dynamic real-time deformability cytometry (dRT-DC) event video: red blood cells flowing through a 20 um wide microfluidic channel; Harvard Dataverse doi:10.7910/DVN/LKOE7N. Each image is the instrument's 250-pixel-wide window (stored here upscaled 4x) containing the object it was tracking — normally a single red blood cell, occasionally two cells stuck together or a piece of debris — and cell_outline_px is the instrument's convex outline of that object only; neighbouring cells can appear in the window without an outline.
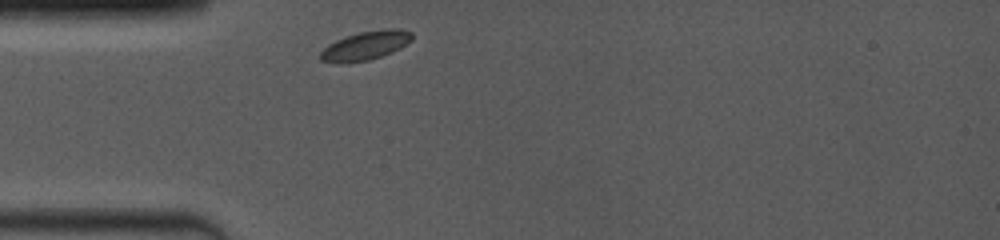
{"species": "common noctule bat (a hibernating species)", "species_latin": "Nyctalus noctula", "temperature_condition": "room temperature", "stored_images_in_passage": 41, "camera_frame_rate_fps": 4000, "um_per_image_px": 0.085, "animal": {"sex": "female", "body_mass_g": 19.0, "forearm_length_mm": 53.3}, "frame": {"image": 1, "passage_image": 1, "time_ms": 0.0, "image_size_px": [1000, 240], "cell_outline_px": [[412, 40], [400, 48], [392, 52], [368, 60], [344, 64], [340, 64], [320, 60], [320, 52], [328, 44], [344, 36], [360, 32], [384, 28], [400, 28], [412, 32]], "centroid_in_image_um": [31.06, 3.87], "position_along_channel_um": 53.9, "area_um2": 15.61}}
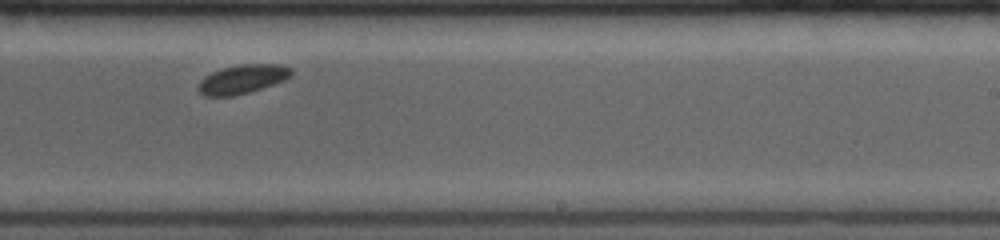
{"frame": {"image": 2, "passage_image": 22, "time_ms": 5.75, "image_size_px": [1000, 240], "cell_outline_px": [[292, 76], [284, 80], [248, 92], [232, 96], [204, 96], [196, 88], [200, 80], [204, 76], [212, 72], [224, 68], [240, 64], [280, 64], [292, 68]], "centroid_in_image_um": [20.59, 6.72], "position_along_channel_um": 268.4, "area_um2": 15.61}}
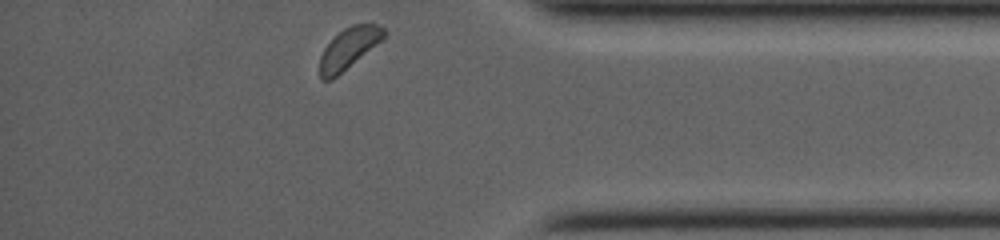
{"frame": {"image": 3, "passage_image": 41, "time_ms": 9.5, "image_size_px": [1000, 240], "cell_outline_px": [[388, 32], [384, 40], [332, 80], [320, 80], [320, 56], [324, 48], [344, 28], [352, 24], [376, 24], [384, 28]], "centroid_in_image_um": [29.69, 4.11], "position_along_channel_um": 405.5, "area_um2": 15.49}}